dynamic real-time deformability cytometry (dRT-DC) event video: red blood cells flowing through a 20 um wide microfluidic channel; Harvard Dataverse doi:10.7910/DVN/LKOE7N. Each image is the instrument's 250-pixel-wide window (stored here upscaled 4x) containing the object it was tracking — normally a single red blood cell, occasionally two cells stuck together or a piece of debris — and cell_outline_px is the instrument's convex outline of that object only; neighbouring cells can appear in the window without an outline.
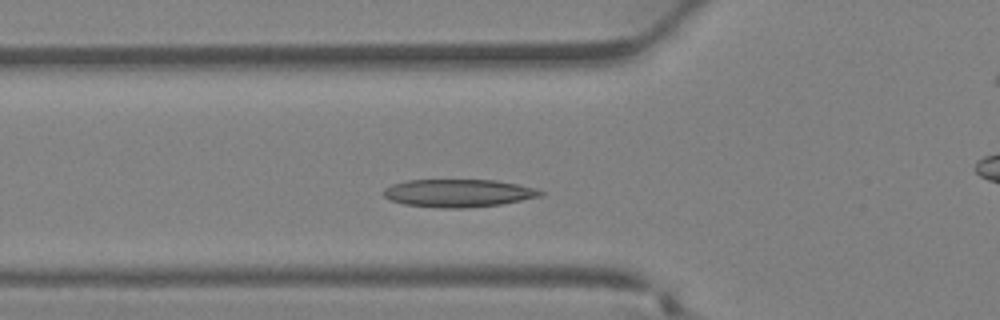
{"species": "Egyptian fruit bat (a non-hibernating species)", "species_latin": "Rousettus aegyptiacus", "temperature_condition": "warm", "stored_images_in_passage": 34, "camera_frame_rate_fps": 3000, "um_per_image_px": 0.085, "animal": {"sex": "female"}, "frame": {"image": 1, "passage_image": 9, "time_ms": 2.667, "image_size_px": [1000, 320], "cell_outline_px": [[544, 192], [540, 196], [500, 204], [468, 208], [440, 208], [404, 204], [392, 200], [384, 196], [384, 188], [392, 184], [408, 180], [496, 180], [536, 188]], "centroid_in_image_um": [38.95, 16.41], "position_along_channel_um": 86.9, "area_um2": 25.26}}
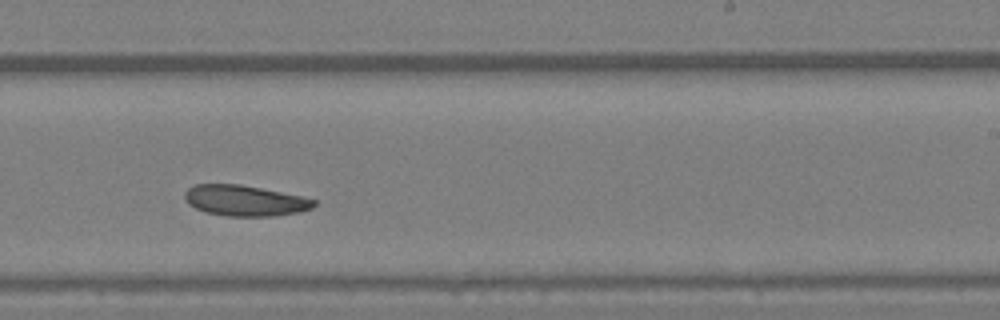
{"frame": {"image": 2, "passage_image": 19, "time_ms": 6.0, "image_size_px": [1000, 320], "cell_outline_px": [[316, 204], [312, 208], [300, 212], [276, 216], [228, 216], [208, 212], [196, 208], [188, 204], [184, 196], [184, 192], [192, 184], [240, 184], [300, 196], [316, 200]], "centroid_in_image_um": [20.8, 17.05], "position_along_channel_um": 268.2, "area_um2": 23.06}}
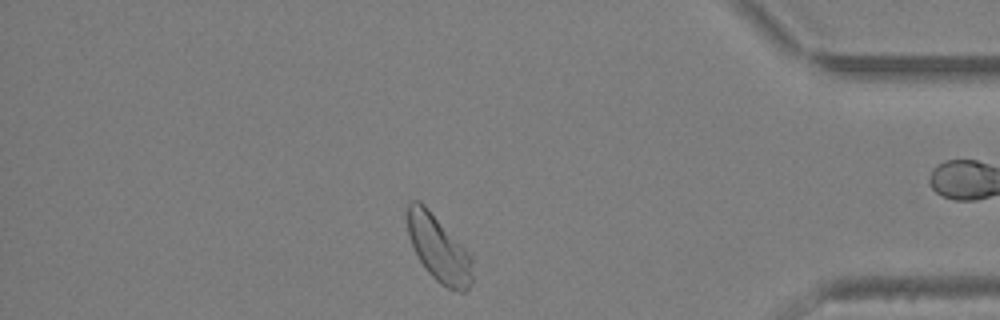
{"frame": {"image": 3, "passage_image": 28, "time_ms": 9.0, "image_size_px": [1000, 320], "cell_outline_px": [[472, 284], [464, 292], [460, 292], [448, 288], [440, 284], [424, 268], [412, 244], [408, 232], [408, 204], [412, 200], [420, 200], [428, 208], [472, 256]], "centroid_in_image_um": [37.31, 21.15], "position_along_channel_um": 397.9, "area_um2": 24.8}}